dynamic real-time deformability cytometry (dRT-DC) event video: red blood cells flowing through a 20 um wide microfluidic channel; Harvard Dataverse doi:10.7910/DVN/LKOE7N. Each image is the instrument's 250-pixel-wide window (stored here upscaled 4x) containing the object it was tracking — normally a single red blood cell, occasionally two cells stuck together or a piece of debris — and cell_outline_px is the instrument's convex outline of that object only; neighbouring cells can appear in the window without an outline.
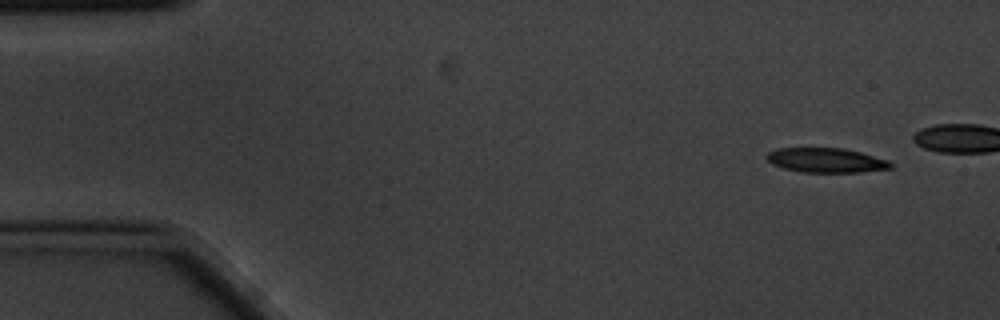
{"species": "common noctule bat (a hibernating species)", "species_latin": "Nyctalus noctula", "temperature_condition": "cold", "stored_images_in_passage": 15, "camera_frame_rate_fps": 3000, "um_per_image_px": 0.085, "animal": {"sex": "male", "body_mass_g": 20.1, "forearm_length_mm": 53.5}, "frame": {"image": 1, "passage_image": 1, "time_ms": 0.0, "image_size_px": [1000, 320], "cell_outline_px": [[892, 168], [860, 172], [800, 172], [784, 168], [772, 164], [764, 156], [768, 152], [776, 148], [844, 148], [860, 152], [888, 160], [892, 164]], "centroid_in_image_um": [70.19, 13.62], "position_along_channel_um": 14.8, "area_um2": 17.74}}
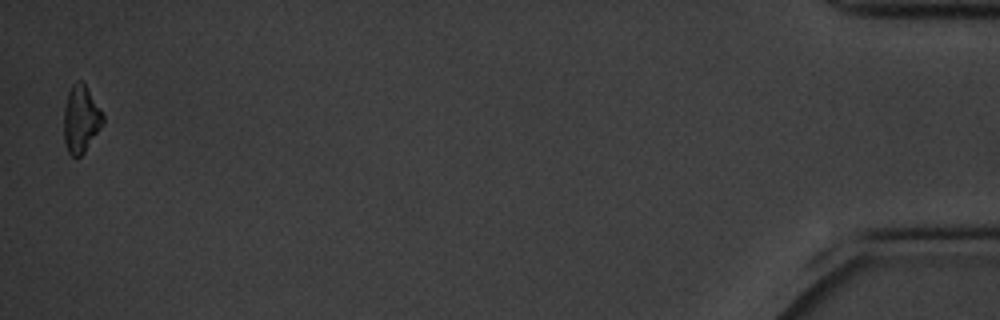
{"frame": {"image": 2, "passage_image": 15, "time_ms": 4.667, "image_size_px": [1000, 320], "cell_outline_px": [[104, 124], [84, 152], [76, 160], [68, 152], [64, 140], [64, 108], [68, 92], [72, 84], [76, 80], [80, 80], [84, 84], [100, 108], [104, 116]], "centroid_in_image_um": [6.87, 10.15], "position_along_channel_um": 428.3, "area_um2": 15.37}}